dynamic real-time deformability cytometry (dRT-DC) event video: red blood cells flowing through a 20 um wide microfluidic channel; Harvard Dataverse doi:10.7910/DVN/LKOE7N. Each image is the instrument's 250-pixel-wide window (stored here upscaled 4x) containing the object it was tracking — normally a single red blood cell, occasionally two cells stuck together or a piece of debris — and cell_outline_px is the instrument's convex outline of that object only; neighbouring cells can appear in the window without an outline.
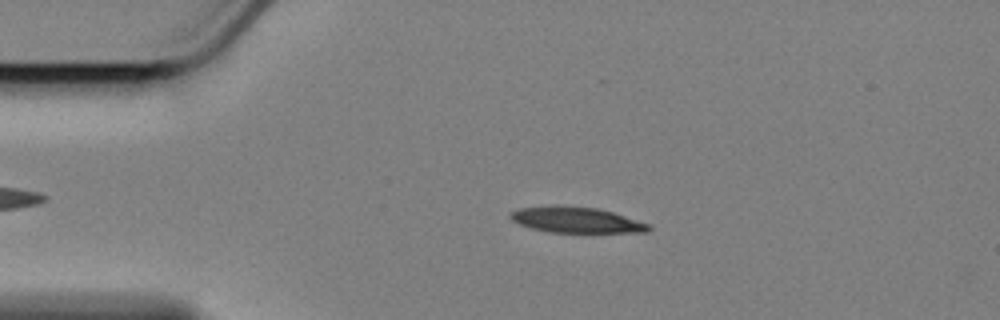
{"species": "Egyptian fruit bat (a non-hibernating species)", "species_latin": "Rousettus aegyptiacus", "temperature_condition": "cold", "stored_images_in_passage": 50, "camera_frame_rate_fps": 3000, "um_per_image_px": 0.085, "animal": {"sex": "female"}, "frame": {"image": 1, "passage_image": 11, "time_ms": 3.333, "image_size_px": [1000, 320], "cell_outline_px": [[652, 228], [648, 232], [548, 232], [532, 228], [520, 224], [512, 220], [508, 216], [512, 212], [520, 208], [552, 204], [560, 204], [596, 208], [612, 212], [648, 224]], "centroid_in_image_um": [48.93, 18.67], "position_along_channel_um": 36.1, "area_um2": 20.75}}
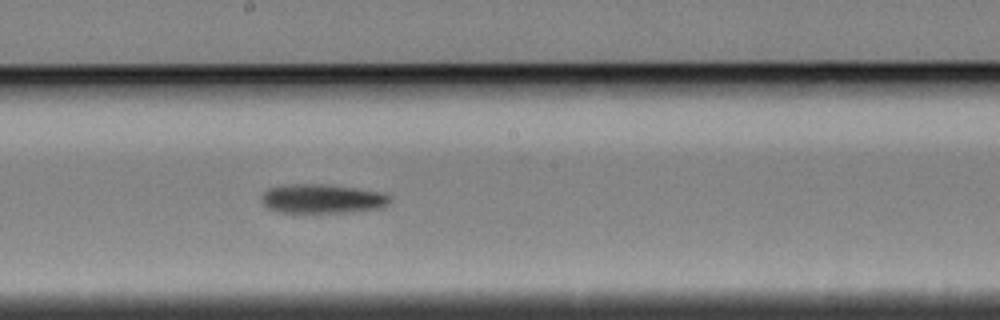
{"frame": {"image": 2, "passage_image": 30, "time_ms": 9.667, "image_size_px": [1000, 320], "cell_outline_px": [[392, 200], [384, 208], [352, 212], [296, 216], [276, 212], [268, 208], [260, 200], [260, 196], [268, 188], [288, 184], [320, 184], [356, 188], [380, 192], [392, 196]], "centroid_in_image_um": [27.35, 16.96], "position_along_channel_um": 220.9, "area_um2": 23.12}}
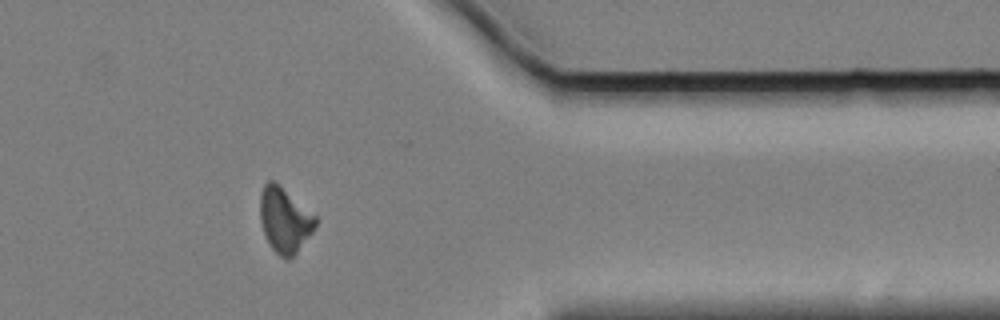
{"frame": {"image": 3, "passage_image": 46, "time_ms": 15.0, "image_size_px": [1000, 320], "cell_outline_px": [[316, 228], [296, 252], [288, 260], [284, 260], [268, 244], [260, 220], [260, 196], [264, 184], [268, 180], [272, 180], [316, 216]], "centroid_in_image_um": [24.18, 18.73], "position_along_channel_um": 387.2, "area_um2": 20.63}, "authors_computed_cell_mechanics": {"area_um2": 21.386, "velocity_mm_per_s": 3.4345, "shape_relaxation_time_tau1_ms": 3.9288, "shape_relaxation_time_tau2_ms": null, "deformation_change_tau1": 0.1302, "deformation_change_tau2": null}}